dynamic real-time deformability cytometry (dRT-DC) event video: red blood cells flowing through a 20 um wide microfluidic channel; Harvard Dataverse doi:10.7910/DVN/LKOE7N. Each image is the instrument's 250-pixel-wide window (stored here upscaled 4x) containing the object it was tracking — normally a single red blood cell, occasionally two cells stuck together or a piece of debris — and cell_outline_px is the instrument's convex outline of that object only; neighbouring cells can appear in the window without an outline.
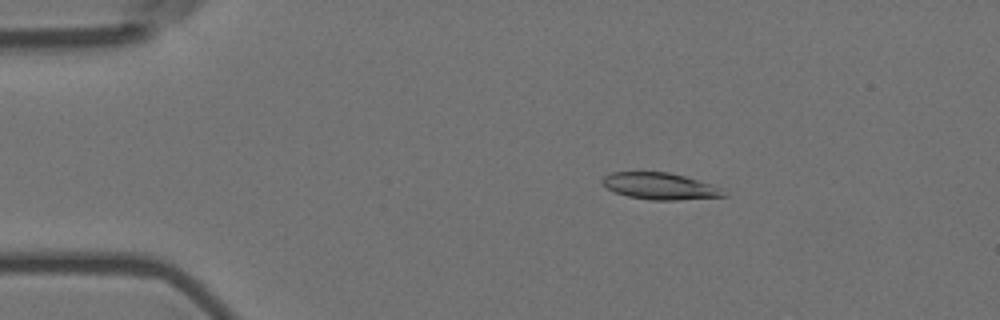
{"species": "Egyptian fruit bat (a non-hibernating species)", "species_latin": "Rousettus aegyptiacus", "temperature_condition": "room temperature", "stored_images_in_passage": 57, "camera_frame_rate_fps": 3000, "um_per_image_px": 0.085, "animal": {"sex": "female"}, "frame": {"image": 1, "passage_image": 10, "time_ms": 3.0, "image_size_px": [1000, 320], "cell_outline_px": [[728, 196], [676, 200], [652, 200], [628, 196], [616, 192], [608, 188], [600, 180], [604, 176], [612, 172], [668, 172], [684, 176], [712, 184], [720, 188]], "centroid_in_image_um": [56.1, 15.82], "position_along_channel_um": 28.9, "area_um2": 18.67}}
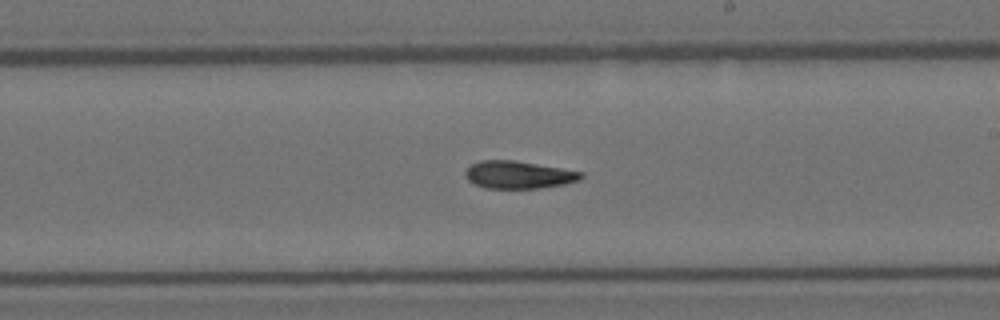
{"frame": {"image": 2, "passage_image": 33, "time_ms": 10.667, "image_size_px": [1000, 320], "cell_outline_px": [[584, 176], [580, 180], [564, 184], [540, 188], [484, 188], [468, 180], [464, 176], [464, 172], [472, 164], [480, 160], [516, 160], [584, 172]], "centroid_in_image_um": [44.09, 14.85], "position_along_channel_um": 244.9, "area_um2": 18.67}}
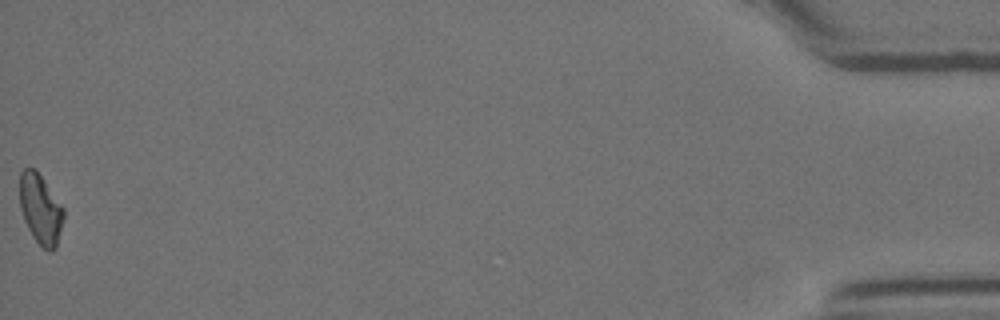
{"frame": {"image": 3, "passage_image": 57, "time_ms": 18.667, "image_size_px": [1000, 320], "cell_outline_px": [[64, 216], [56, 248], [52, 252], [48, 252], [32, 236], [24, 220], [20, 208], [20, 172], [24, 168], [36, 168], [64, 208]], "centroid_in_image_um": [3.45, 17.76], "position_along_channel_um": 431.8, "area_um2": 17.98}, "authors_computed_cell_mechanics": {"area_um2": 18.9584, "velocity_mm_per_s": 3.5645, "shape_relaxation_time_tau1_ms": 7.7497, "shape_relaxation_time_tau2_ms": null, "deformation_change_tau1": 0.1865, "deformation_change_tau2": null}}